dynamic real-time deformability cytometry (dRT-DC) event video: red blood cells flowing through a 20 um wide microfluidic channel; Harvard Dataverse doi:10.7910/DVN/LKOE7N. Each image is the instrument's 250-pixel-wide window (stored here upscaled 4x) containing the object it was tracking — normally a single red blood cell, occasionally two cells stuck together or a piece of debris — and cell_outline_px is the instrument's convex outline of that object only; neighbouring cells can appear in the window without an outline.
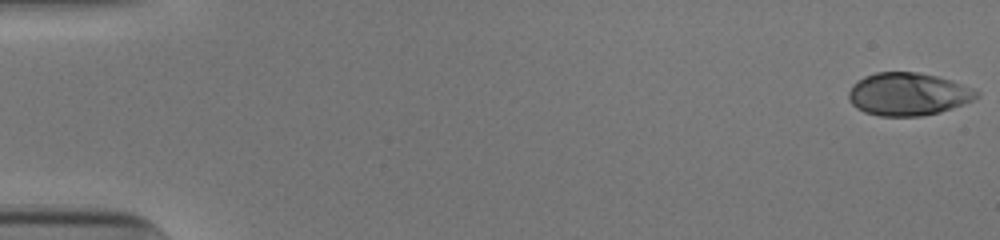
{"species": "human", "species_latin": "Homo sapiens", "temperature_condition": "cold", "stored_images_in_passage": 53, "camera_frame_rate_fps": 3000, "um_per_image_px": 0.085, "donor": {"sex": "male"}, "frame": {"image": 1, "passage_image": 1, "time_ms": 0.0, "image_size_px": [1000, 240], "cell_outline_px": [[980, 96], [972, 100], [936, 112], [920, 116], [880, 116], [864, 112], [856, 108], [848, 100], [848, 92], [852, 84], [864, 76], [876, 72], [916, 72], [936, 76], [972, 88], [980, 92]], "centroid_in_image_um": [77.11, 7.99], "position_along_channel_um": 7.9, "area_um2": 31.56}}
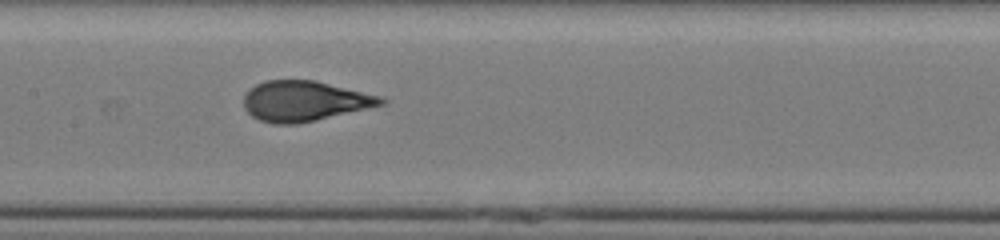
{"frame": {"image": 2, "passage_image": 27, "time_ms": 8.667, "image_size_px": [1000, 240], "cell_outline_px": [[388, 100], [384, 104], [316, 120], [296, 124], [272, 124], [260, 120], [252, 116], [244, 108], [244, 96], [248, 88], [264, 80], [316, 80], [384, 96]], "centroid_in_image_um": [25.89, 8.57], "position_along_channel_um": 181.5, "area_um2": 32.48}}
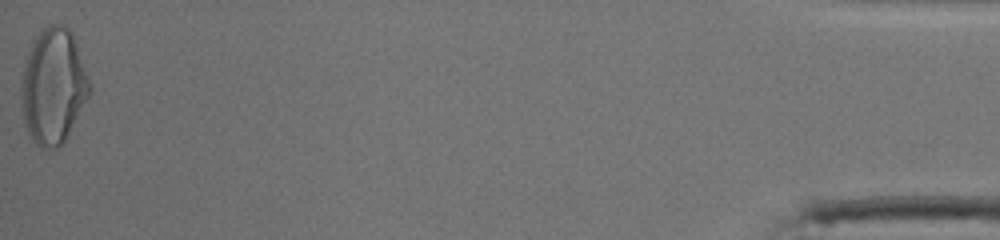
{"frame": {"image": 3, "passage_image": 53, "time_ms": 17.333, "image_size_px": [1000, 240], "cell_outline_px": [[92, 92], [64, 140], [56, 148], [40, 148], [36, 144], [28, 132], [24, 124], [20, 96], [20, 88], [24, 60], [36, 36], [48, 24], [64, 24], [72, 32], [92, 84]], "centroid_in_image_um": [4.53, 7.31], "position_along_channel_um": 430.7, "area_um2": 46.3}, "authors_computed_cell_mechanics": {"area_um2": 32.368, "velocity_mm_per_s": 3.9281, "shape_relaxation_time_tau1_ms": 4.1389, "shape_relaxation_time_tau2_ms": null, "deformation_change_tau1": 0.2209, "deformation_change_tau2": null}}